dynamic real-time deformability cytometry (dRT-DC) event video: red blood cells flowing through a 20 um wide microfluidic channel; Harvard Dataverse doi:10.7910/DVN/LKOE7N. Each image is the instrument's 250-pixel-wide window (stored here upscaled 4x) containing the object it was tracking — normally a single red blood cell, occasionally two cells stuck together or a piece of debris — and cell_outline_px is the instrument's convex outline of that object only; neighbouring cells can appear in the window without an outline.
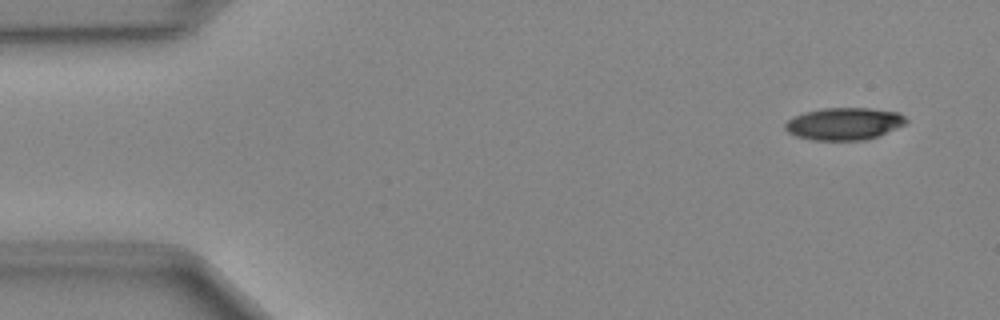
{"species": "Egyptian fruit bat (a non-hibernating species)", "species_latin": "Rousettus aegyptiacus", "temperature_condition": "cold", "stored_images_in_passage": 48, "camera_frame_rate_fps": 3000, "um_per_image_px": 0.085, "animal": {"sex": "female"}, "frame": {"image": 1, "passage_image": 3, "time_ms": 0.667, "image_size_px": [1000, 320], "cell_outline_px": [[908, 120], [904, 124], [876, 136], [864, 140], [812, 140], [796, 136], [788, 132], [784, 128], [784, 124], [788, 120], [804, 112], [824, 108], [868, 108], [900, 112]], "centroid_in_image_um": [71.73, 10.51], "position_along_channel_um": 13.3, "area_um2": 22.54}}
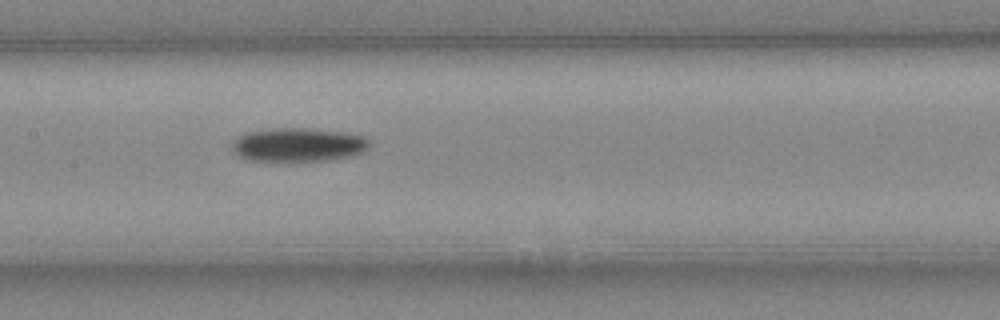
{"frame": {"image": 2, "passage_image": 23, "time_ms": 7.333, "image_size_px": [1000, 320], "cell_outline_px": [[372, 140], [368, 148], [360, 152], [348, 156], [328, 160], [252, 160], [236, 156], [232, 152], [232, 140], [236, 136], [244, 132], [272, 128], [312, 128], [348, 132], [364, 136]], "centroid_in_image_um": [25.32, 12.27], "position_along_channel_um": 182.1, "area_um2": 27.28}}
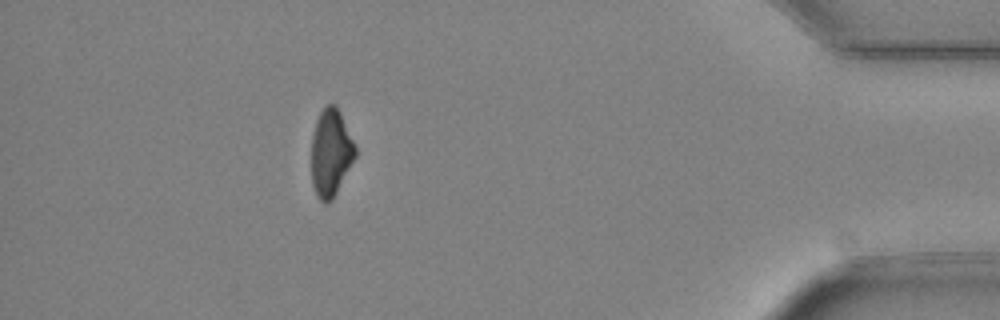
{"frame": {"image": 3, "passage_image": 43, "time_ms": 14.0, "image_size_px": [1000, 320], "cell_outline_px": [[356, 156], [332, 200], [328, 204], [324, 204], [316, 196], [312, 184], [312, 136], [316, 120], [320, 112], [328, 104], [336, 104], [356, 144]], "centroid_in_image_um": [28.12, 12.99], "position_along_channel_um": 407.1, "area_um2": 22.43}}